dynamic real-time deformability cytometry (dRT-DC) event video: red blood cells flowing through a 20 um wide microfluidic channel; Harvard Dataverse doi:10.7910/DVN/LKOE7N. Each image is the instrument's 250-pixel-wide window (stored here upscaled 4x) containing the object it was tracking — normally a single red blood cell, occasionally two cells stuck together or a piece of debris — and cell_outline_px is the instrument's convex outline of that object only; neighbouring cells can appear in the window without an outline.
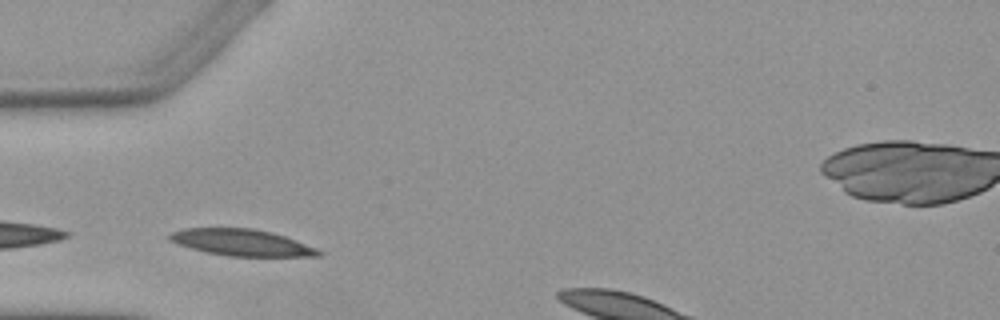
{"species": "Egyptian fruit bat (a non-hibernating species)", "species_latin": "Rousettus aegyptiacus", "temperature_condition": "warm", "stored_images_in_passage": 3, "camera_frame_rate_fps": 3000, "um_per_image_px": 0.085, "animal": {"sex": "female"}, "frame": {"image": 1, "passage_image": 2, "time_ms": 1.0, "image_size_px": [1000, 320], "cell_outline_px": [[324, 252], [320, 256], [228, 256], [208, 252], [176, 244], [168, 240], [168, 236], [172, 232], [184, 228], [252, 228], [272, 232], [284, 236], [316, 248]], "centroid_in_image_um": [20.52, 20.61], "position_along_channel_um": 64.5, "area_um2": 22.89}}